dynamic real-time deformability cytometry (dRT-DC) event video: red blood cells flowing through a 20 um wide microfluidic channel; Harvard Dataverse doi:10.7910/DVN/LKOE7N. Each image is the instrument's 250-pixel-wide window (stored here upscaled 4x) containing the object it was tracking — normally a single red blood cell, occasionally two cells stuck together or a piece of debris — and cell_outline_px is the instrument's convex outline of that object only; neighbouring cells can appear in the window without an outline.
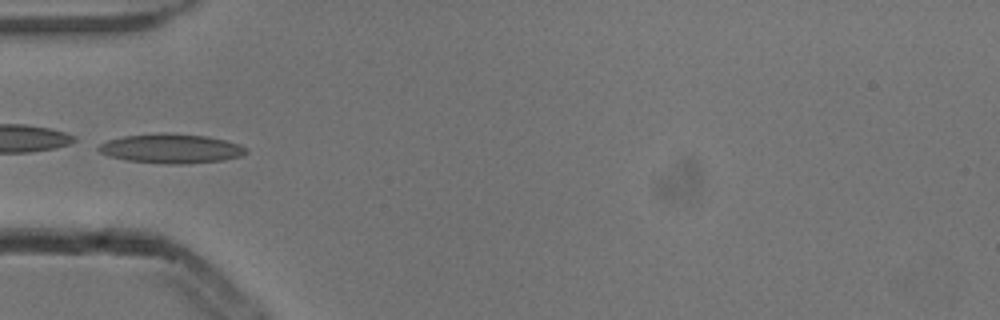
{"species": "common noctule bat (a hibernating species)", "species_latin": "Nyctalus noctula", "temperature_condition": "cold", "stored_images_in_passage": 5, "camera_frame_rate_fps": 3000, "um_per_image_px": 0.085, "animal": {"sex": "male", "body_mass_g": 13.3}, "frame": {"image": 1, "passage_image": 4, "time_ms": 1.0, "image_size_px": [1000, 320], "cell_outline_px": [[248, 152], [240, 156], [224, 160], [184, 164], [168, 164], [128, 160], [108, 156], [100, 152], [96, 148], [100, 144], [108, 140], [124, 136], [204, 136], [224, 140], [248, 148]], "centroid_in_image_um": [14.56, 12.68], "position_along_channel_um": 70.4, "area_um2": 23.93}}
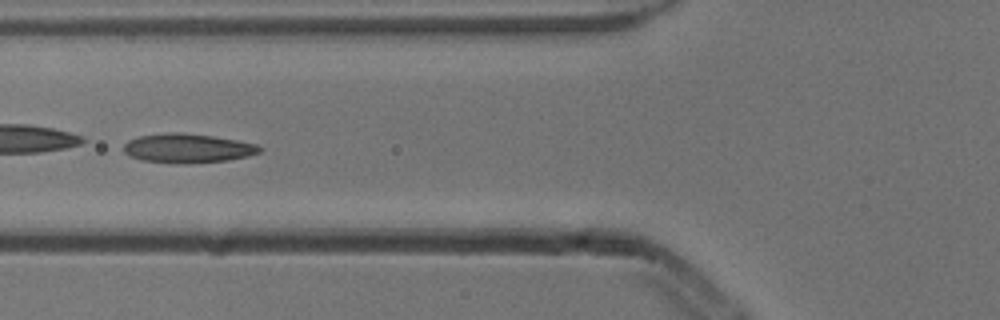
{"frame": {"image": 2, "passage_image": 5, "time_ms": 1.333, "image_size_px": [1000, 320], "cell_outline_px": [[264, 148], [260, 152], [248, 156], [228, 160], [184, 164], [176, 164], [140, 160], [124, 152], [124, 144], [128, 140], [140, 136], [168, 132], [180, 132], [212, 136], [236, 140], [256, 144]], "centroid_in_image_um": [15.95, 12.61], "position_along_channel_um": 109.8, "area_um2": 23.18}}